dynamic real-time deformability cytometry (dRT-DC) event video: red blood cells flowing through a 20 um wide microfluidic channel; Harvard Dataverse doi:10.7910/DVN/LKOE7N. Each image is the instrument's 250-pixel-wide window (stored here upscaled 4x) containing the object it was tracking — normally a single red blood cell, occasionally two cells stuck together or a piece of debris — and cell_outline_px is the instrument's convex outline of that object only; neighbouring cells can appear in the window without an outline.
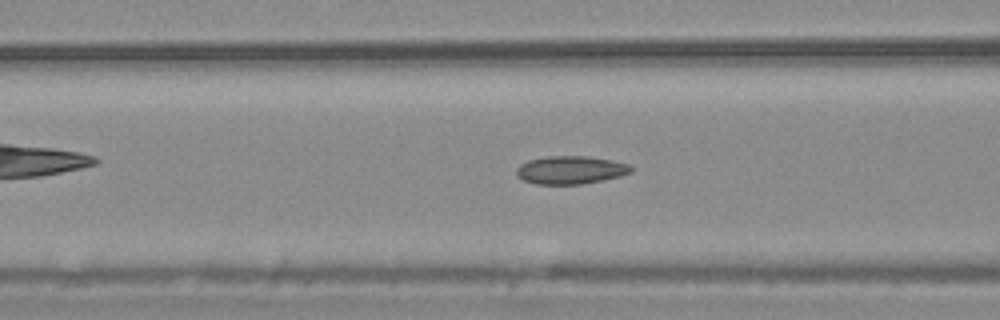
{"species": "common noctule bat (a hibernating species)", "species_latin": "Nyctalus noctula", "temperature_condition": "warm", "stored_images_in_passage": 43, "camera_frame_rate_fps": 3000, "um_per_image_px": 0.085, "animal": {"sex": "male", "body_mass_g": 20.4}, "frame": {"image": 1, "passage_image": 21, "time_ms": 6.667, "image_size_px": [1000, 320], "cell_outline_px": [[632, 172], [620, 176], [580, 184], [536, 184], [524, 180], [516, 176], [516, 168], [520, 164], [528, 160], [548, 156], [584, 156], [612, 160], [632, 164]], "centroid_in_image_um": [48.49, 14.44], "position_along_channel_um": 118.1, "area_um2": 18.73}}
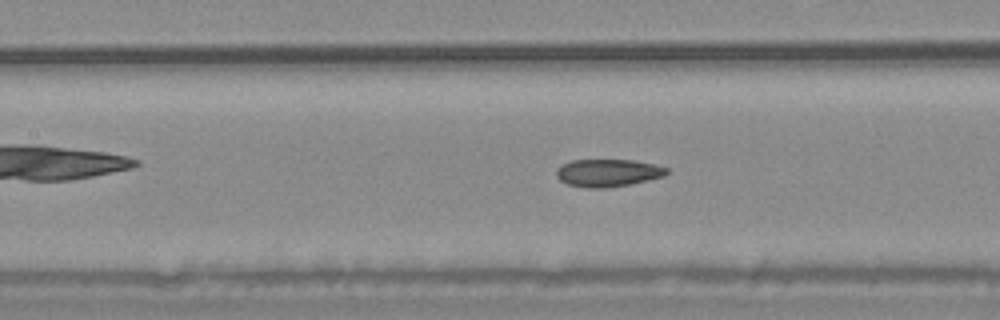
{"frame": {"image": 2, "passage_image": 24, "time_ms": 7.667, "image_size_px": [1000, 320], "cell_outline_px": [[668, 172], [664, 176], [632, 184], [608, 188], [588, 188], [568, 184], [560, 180], [556, 176], [556, 168], [560, 164], [572, 160], [632, 160], [656, 164], [668, 168]], "centroid_in_image_um": [51.66, 14.69], "position_along_channel_um": 155.7, "area_um2": 17.92}}
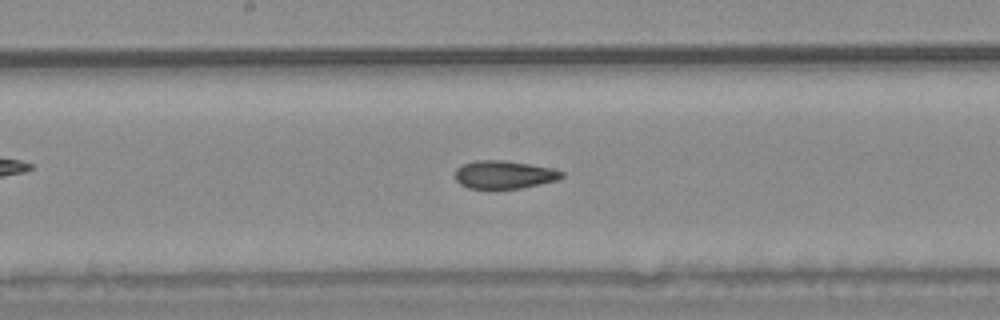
{"frame": {"image": 3, "passage_image": 28, "time_ms": 9.0, "image_size_px": [1000, 320], "cell_outline_px": [[564, 176], [556, 180], [540, 184], [520, 188], [468, 188], [460, 184], [456, 180], [456, 168], [464, 164], [476, 160], [504, 160], [552, 168], [564, 172]], "centroid_in_image_um": [42.85, 14.84], "position_along_channel_um": 205.4, "area_um2": 17.22}}